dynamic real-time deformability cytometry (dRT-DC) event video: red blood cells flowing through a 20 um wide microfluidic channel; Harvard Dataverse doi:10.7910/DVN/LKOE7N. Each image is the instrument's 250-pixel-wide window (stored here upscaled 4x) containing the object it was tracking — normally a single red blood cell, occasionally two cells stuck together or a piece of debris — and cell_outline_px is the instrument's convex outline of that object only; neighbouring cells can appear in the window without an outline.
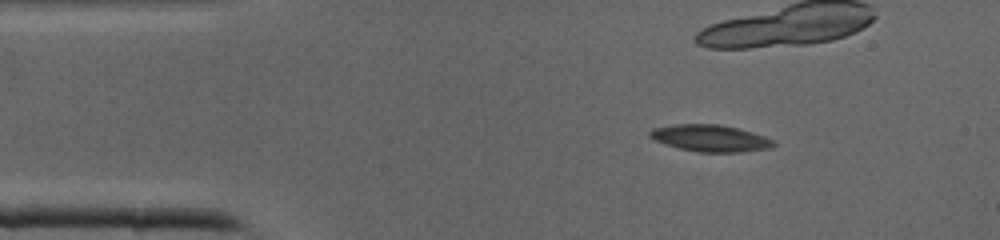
{"species": "common noctule bat (a hibernating species)", "species_latin": "Nyctalus noctula", "temperature_condition": "cold", "stored_images_in_passage": 31, "camera_frame_rate_fps": 3000, "um_per_image_px": 0.085, "animal": {"sex": "male", "body_mass_g": 19.0, "forearm_length_mm": 50.8}, "frame": {"image": 1, "passage_image": 5, "time_ms": 1.333, "image_size_px": [1000, 240], "cell_outline_px": [[776, 144], [772, 148], [740, 152], [700, 152], [680, 148], [656, 140], [648, 136], [648, 132], [652, 128], [676, 124], [720, 124], [752, 132], [776, 140]], "centroid_in_image_um": [60.42, 11.74], "position_along_channel_um": 24.6, "area_um2": 19.25}}